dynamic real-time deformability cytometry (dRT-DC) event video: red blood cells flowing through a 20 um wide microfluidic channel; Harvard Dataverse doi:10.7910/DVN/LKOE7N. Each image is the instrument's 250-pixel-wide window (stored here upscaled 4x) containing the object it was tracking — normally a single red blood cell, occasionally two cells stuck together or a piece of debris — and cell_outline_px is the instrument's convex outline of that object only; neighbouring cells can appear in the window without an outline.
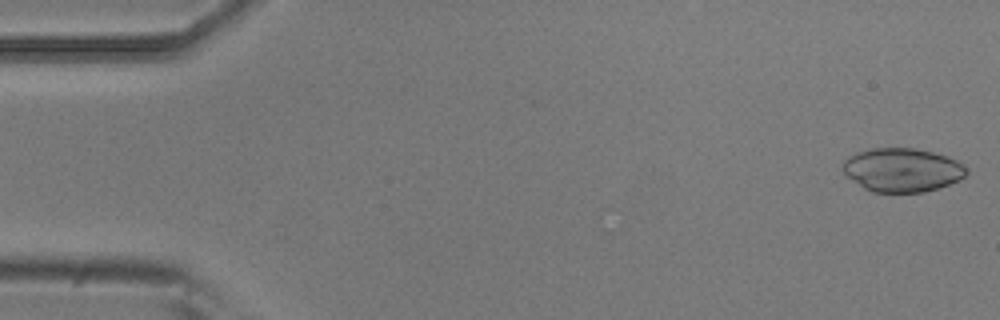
{"species": "common noctule bat (a hibernating species)", "species_latin": "Nyctalus noctula", "temperature_condition": "room temperature", "stored_images_in_passage": 5, "camera_frame_rate_fps": 3000, "um_per_image_px": 0.085, "animal": {"sex": "male", "body_mass_g": 20.5, "forearm_length_mm": 52.5}, "frame": {"image": 1, "passage_image": 1, "time_ms": 0.0, "image_size_px": [1000, 320], "cell_outline_px": [[968, 172], [960, 180], [924, 192], [872, 192], [864, 188], [852, 180], [844, 172], [840, 164], [848, 156], [856, 152], [872, 148], [916, 148], [948, 156], [956, 160]], "centroid_in_image_um": [76.64, 14.44], "position_along_channel_um": 8.4, "area_um2": 31.44}}